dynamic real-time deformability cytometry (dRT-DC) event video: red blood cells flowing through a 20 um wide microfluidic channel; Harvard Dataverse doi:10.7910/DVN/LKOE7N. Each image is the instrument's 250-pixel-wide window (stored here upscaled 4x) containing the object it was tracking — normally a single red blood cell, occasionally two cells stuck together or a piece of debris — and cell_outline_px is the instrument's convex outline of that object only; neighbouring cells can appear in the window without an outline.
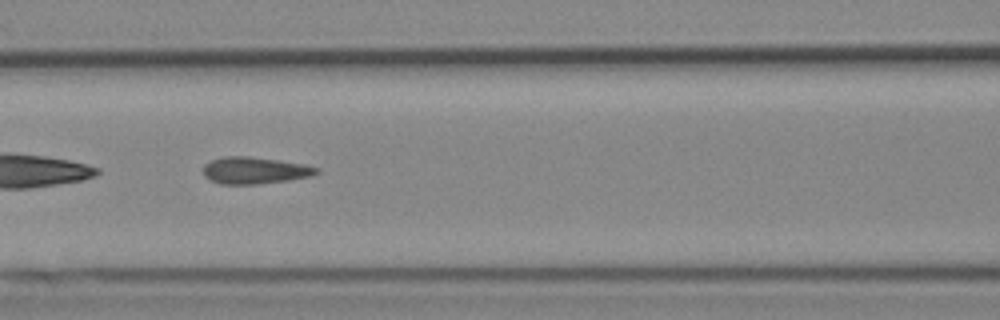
{"species": "Egyptian fruit bat (a non-hibernating species)", "species_latin": "Rousettus aegyptiacus", "temperature_condition": "cold", "stored_images_in_passage": 52, "segment_of_instrument_passage": [2, 2], "camera_frame_rate_fps": 3000, "um_per_image_px": 0.085, "animal": {"sex": "female"}, "frame": {"image": 1, "passage_image": 23, "time_ms": 7.333, "image_size_px": [1000, 320], "cell_outline_px": [[320, 172], [308, 176], [288, 180], [256, 184], [220, 184], [204, 176], [204, 164], [212, 160], [224, 156], [248, 156], [304, 164], [320, 168]], "centroid_in_image_um": [21.64, 14.48], "position_along_channel_um": 145.0, "area_um2": 17.51}}
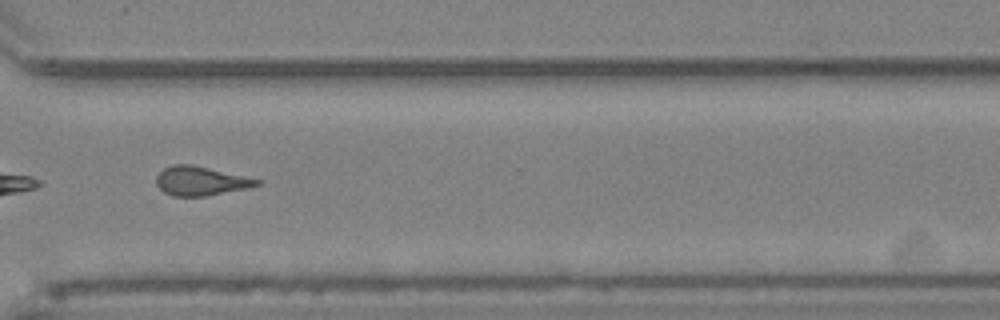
{"frame": {"image": 2, "passage_image": 39, "time_ms": 12.667, "image_size_px": [1000, 320], "cell_outline_px": [[264, 180], [260, 184], [248, 188], [204, 196], [172, 196], [164, 192], [156, 184], [156, 176], [164, 168], [172, 164], [192, 164]], "centroid_in_image_um": [17.07, 15.37], "position_along_channel_um": 353.5, "area_um2": 17.11}}